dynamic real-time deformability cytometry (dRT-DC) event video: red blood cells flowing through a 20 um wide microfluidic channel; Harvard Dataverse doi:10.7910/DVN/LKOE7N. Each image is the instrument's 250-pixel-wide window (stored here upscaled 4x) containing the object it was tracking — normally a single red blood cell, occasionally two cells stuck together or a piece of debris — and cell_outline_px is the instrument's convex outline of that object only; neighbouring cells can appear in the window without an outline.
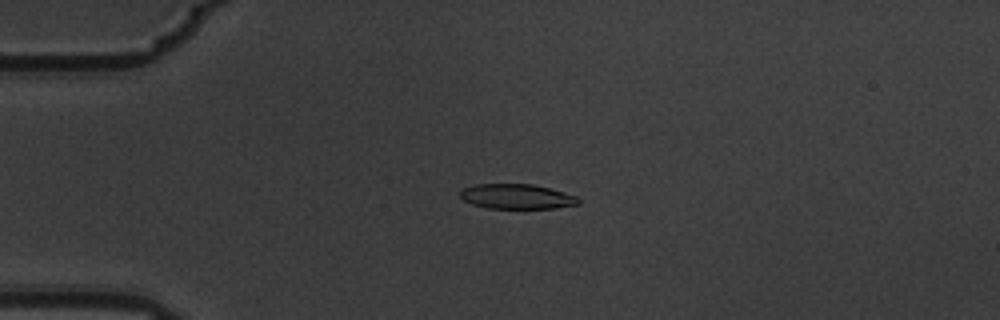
{"species": "common noctule bat (a hibernating species)", "species_latin": "Nyctalus noctula", "temperature_condition": "warm", "stored_images_in_passage": 6, "camera_frame_rate_fps": 3000, "um_per_image_px": 0.085, "animal": {"sex": "male", "body_mass_g": 19.5, "forearm_length_mm": 54.6}, "frame": {"image": 1, "passage_image": 4, "time_ms": 1.0, "image_size_px": [1000, 320], "cell_outline_px": [[580, 204], [556, 208], [488, 208], [472, 204], [464, 200], [460, 196], [460, 192], [464, 188], [476, 184], [532, 184], [564, 192], [576, 196], [580, 200]], "centroid_in_image_um": [43.94, 16.7], "position_along_channel_um": 41.1, "area_um2": 17.05}}
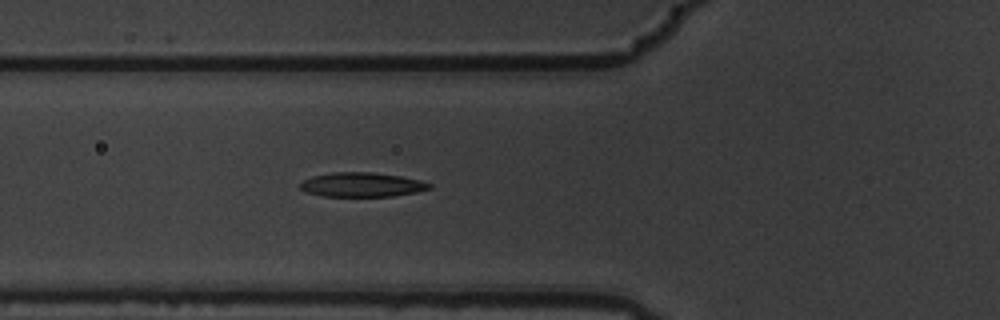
{"frame": {"image": 2, "passage_image": 6, "time_ms": 1.667, "image_size_px": [1000, 320], "cell_outline_px": [[432, 188], [416, 192], [392, 196], [324, 196], [304, 192], [300, 188], [300, 184], [304, 180], [312, 176], [332, 172], [372, 172], [400, 176], [420, 180], [432, 184]], "centroid_in_image_um": [30.75, 15.69], "position_along_channel_um": 95.0, "area_um2": 18.32}}